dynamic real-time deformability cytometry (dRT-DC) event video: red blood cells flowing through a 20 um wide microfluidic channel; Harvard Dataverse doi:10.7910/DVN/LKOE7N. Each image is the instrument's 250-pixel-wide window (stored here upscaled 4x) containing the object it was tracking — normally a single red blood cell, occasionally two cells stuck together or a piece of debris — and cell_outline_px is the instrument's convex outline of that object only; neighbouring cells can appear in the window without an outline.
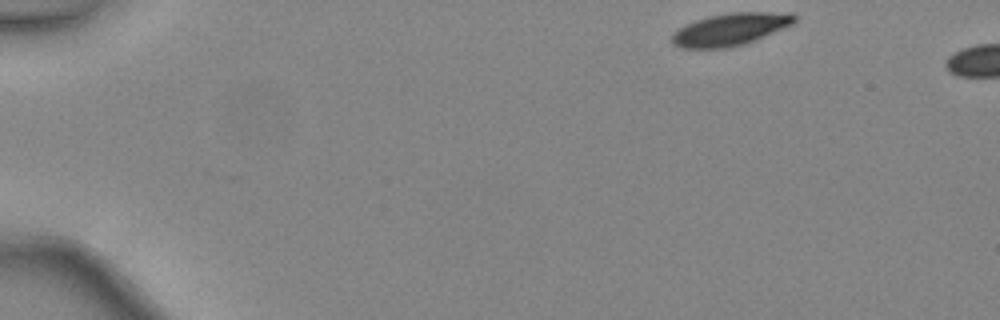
{"species": "common noctule bat (a hibernating species)", "species_latin": "Nyctalus noctula", "temperature_condition": "warm", "stored_images_in_passage": 4, "camera_frame_rate_fps": 3000, "um_per_image_px": 0.085, "animal": {"sex": "female", "body_mass_g": 24.6, "forearm_length_mm": 56.2}, "frame": {"image": 1, "passage_image": 1, "time_ms": 0.0, "image_size_px": [1000, 320], "cell_outline_px": [[796, 20], [792, 24], [764, 36], [744, 44], [728, 48], [680, 48], [672, 44], [672, 32], [684, 24], [708, 16], [732, 12], [792, 12], [796, 16]], "centroid_in_image_um": [62.05, 2.49], "position_along_channel_um": 23.0, "area_um2": 23.18}}